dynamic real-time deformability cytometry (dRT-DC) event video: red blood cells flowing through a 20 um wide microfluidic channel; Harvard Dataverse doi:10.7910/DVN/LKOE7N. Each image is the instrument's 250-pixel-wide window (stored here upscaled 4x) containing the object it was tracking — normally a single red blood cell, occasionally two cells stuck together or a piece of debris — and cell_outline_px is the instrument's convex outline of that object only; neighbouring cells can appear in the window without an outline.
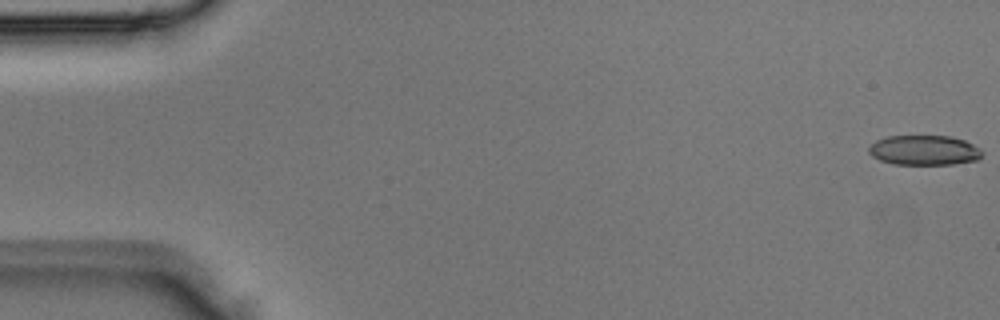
{"species": "Egyptian fruit bat (a non-hibernating species)", "species_latin": "Rousettus aegyptiacus", "temperature_condition": "room temperature", "stored_images_in_passage": 5, "camera_frame_rate_fps": 3000, "um_per_image_px": 0.085, "animal": {"sex": "male"}, "frame": {"image": 1, "passage_image": 1, "time_ms": 0.0, "image_size_px": [1000, 320], "cell_outline_px": [[984, 152], [976, 160], [952, 164], [892, 164], [880, 160], [872, 156], [868, 152], [868, 148], [876, 140], [888, 136], [952, 136], [964, 140], [980, 148]], "centroid_in_image_um": [78.55, 12.76], "position_along_channel_um": 6.5, "area_um2": 19.71}}
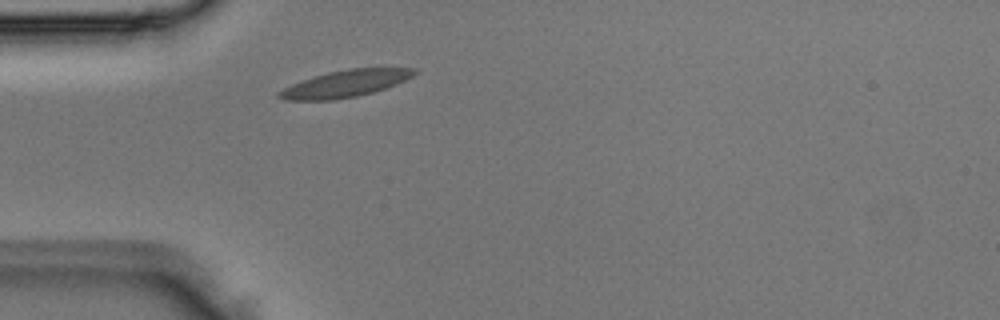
{"frame": {"image": 2, "passage_image": 5, "time_ms": 1.333, "image_size_px": [1000, 320], "cell_outline_px": [[416, 72], [412, 76], [396, 84], [372, 92], [356, 96], [332, 100], [284, 100], [276, 96], [276, 92], [292, 84], [328, 72], [348, 68], [416, 68]], "centroid_in_image_um": [29.31, 7.11], "position_along_channel_um": 55.7, "area_um2": 20.87}}